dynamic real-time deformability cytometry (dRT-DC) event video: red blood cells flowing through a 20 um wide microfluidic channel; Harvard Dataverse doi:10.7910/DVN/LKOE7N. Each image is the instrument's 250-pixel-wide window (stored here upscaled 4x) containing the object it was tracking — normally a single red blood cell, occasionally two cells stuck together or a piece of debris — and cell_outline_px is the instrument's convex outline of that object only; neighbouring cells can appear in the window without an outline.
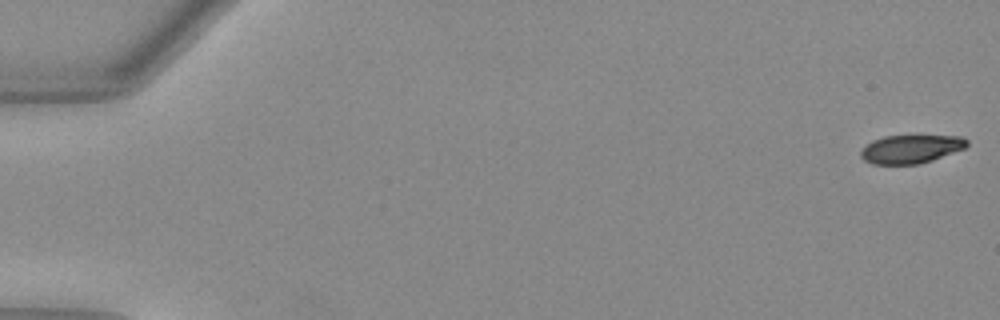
{"species": "Egyptian fruit bat (a non-hibernating species)", "species_latin": "Rousettus aegyptiacus", "temperature_condition": "warm", "stored_images_in_passage": 52, "camera_frame_rate_fps": 3000, "um_per_image_px": 0.085, "animal": {"sex": "female"}, "frame": {"image": 1, "passage_image": 1, "time_ms": 0.0, "image_size_px": [1000, 320], "cell_outline_px": [[968, 144], [964, 148], [932, 160], [920, 164], [872, 164], [864, 160], [860, 156], [860, 152], [872, 140], [884, 136], [960, 136], [968, 140]], "centroid_in_image_um": [77.41, 12.67], "position_along_channel_um": 7.6, "area_um2": 17.4}}
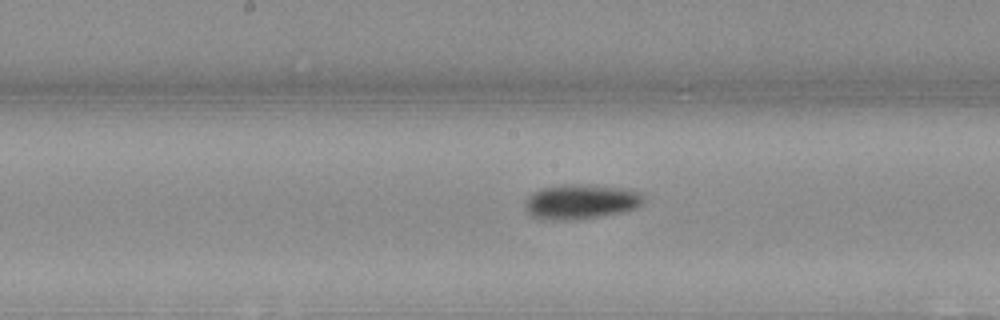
{"frame": {"image": 2, "passage_image": 28, "time_ms": 9.0, "image_size_px": [1000, 320], "cell_outline_px": [[644, 200], [636, 208], [620, 212], [600, 216], [572, 220], [540, 220], [532, 216], [524, 208], [524, 200], [532, 192], [540, 188], [560, 184], [592, 184], [628, 188], [640, 192], [644, 196]], "centroid_in_image_um": [49.33, 17.12], "position_along_channel_um": 198.9, "area_um2": 24.62}}
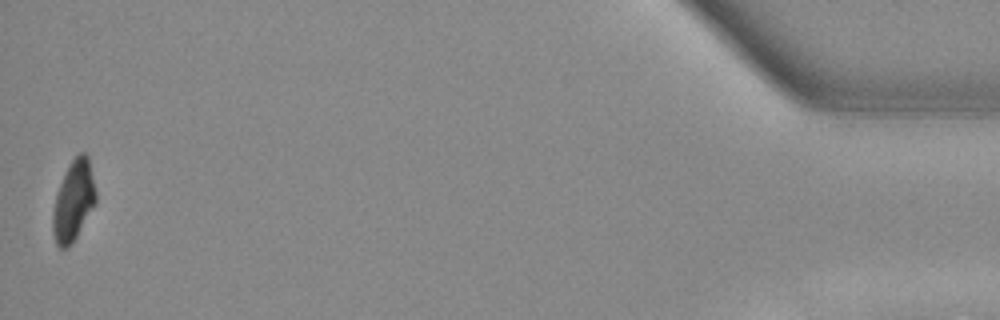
{"frame": {"image": 3, "passage_image": 52, "time_ms": 17.0, "image_size_px": [1000, 320], "cell_outline_px": [[96, 204], [72, 244], [68, 248], [60, 248], [56, 244], [52, 232], [52, 212], [56, 192], [68, 164], [80, 152], [84, 152], [88, 156], [96, 192]], "centroid_in_image_um": [6.23, 17.09], "position_along_channel_um": 429.0, "area_um2": 20.4}, "authors_computed_cell_mechanics": {"area_um2": 20.9236, "velocity_mm_per_s": 3.9898, "shape_relaxation_time_tau1_ms": 4.0245, "shape_relaxation_time_tau2_ms": 9.3227, "deformation_change_tau1": 0.1632, "deformation_change_tau2": 0.1189}}